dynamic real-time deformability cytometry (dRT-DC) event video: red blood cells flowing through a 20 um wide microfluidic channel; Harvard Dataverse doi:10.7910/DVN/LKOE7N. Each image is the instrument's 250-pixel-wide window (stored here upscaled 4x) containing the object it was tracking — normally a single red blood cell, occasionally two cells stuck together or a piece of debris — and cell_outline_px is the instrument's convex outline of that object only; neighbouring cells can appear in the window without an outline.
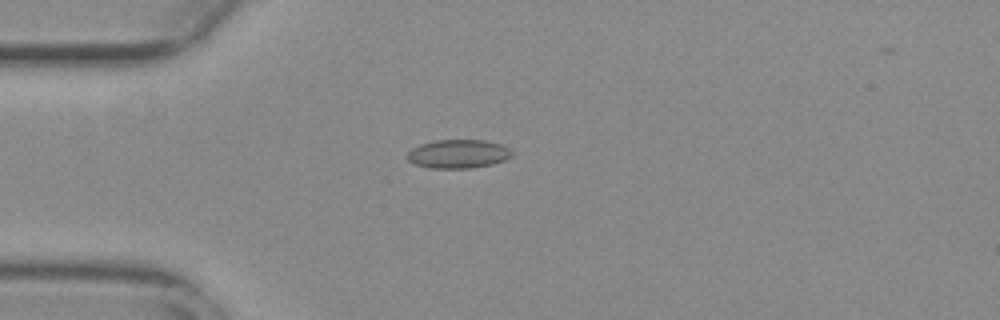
{"species": "common noctule bat (a hibernating species)", "species_latin": "Nyctalus noctula", "temperature_condition": "warm", "stored_images_in_passage": 49, "camera_frame_rate_fps": 3000, "um_per_image_px": 0.085, "animal": {"sex": "female", "body_mass_g": 29.2, "forearm_length_mm": 56.3}, "frame": {"image": 1, "passage_image": 9, "time_ms": 2.667, "image_size_px": [1000, 320], "cell_outline_px": [[512, 156], [504, 160], [492, 164], [472, 168], [428, 168], [416, 164], [408, 160], [408, 152], [412, 148], [420, 144], [436, 140], [484, 140], [500, 144], [508, 148], [512, 152]], "centroid_in_image_um": [38.95, 13.08], "position_along_channel_um": 46.1, "area_um2": 17.4}}
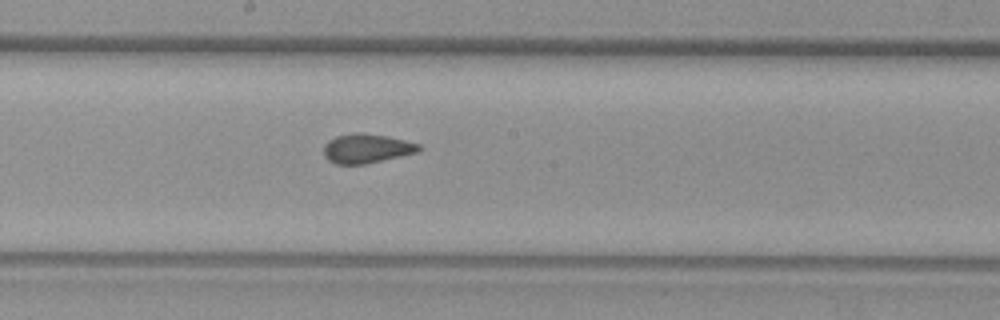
{"frame": {"image": 2, "passage_image": 24, "time_ms": 7.667, "image_size_px": [1000, 320], "cell_outline_px": [[424, 148], [416, 152], [400, 156], [364, 164], [336, 164], [328, 160], [324, 156], [324, 144], [328, 140], [336, 136], [352, 132], [360, 132], [388, 136], [420, 144]], "centroid_in_image_um": [31.14, 12.6], "position_along_channel_um": 217.1, "area_um2": 16.3}}
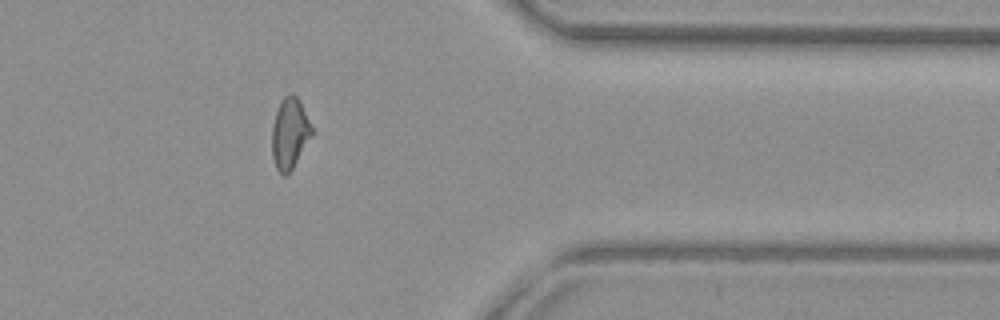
{"frame": {"image": 3, "passage_image": 39, "time_ms": 12.667, "image_size_px": [1000, 320], "cell_outline_px": [[312, 136], [292, 168], [284, 176], [276, 168], [272, 156], [272, 124], [280, 100], [288, 92], [292, 92], [300, 100], [312, 128]], "centroid_in_image_um": [24.61, 11.29], "position_along_channel_um": 386.8, "area_um2": 16.42}, "authors_computed_cell_mechanics": {"area_um2": 16.7042, "velocity_mm_per_s": 3.7488, "shape_relaxation_time_tau1_ms": null, "shape_relaxation_time_tau2_ms": 1.2718, "deformation_change_tau1": null, "deformation_change_tau2": 0.0643}}